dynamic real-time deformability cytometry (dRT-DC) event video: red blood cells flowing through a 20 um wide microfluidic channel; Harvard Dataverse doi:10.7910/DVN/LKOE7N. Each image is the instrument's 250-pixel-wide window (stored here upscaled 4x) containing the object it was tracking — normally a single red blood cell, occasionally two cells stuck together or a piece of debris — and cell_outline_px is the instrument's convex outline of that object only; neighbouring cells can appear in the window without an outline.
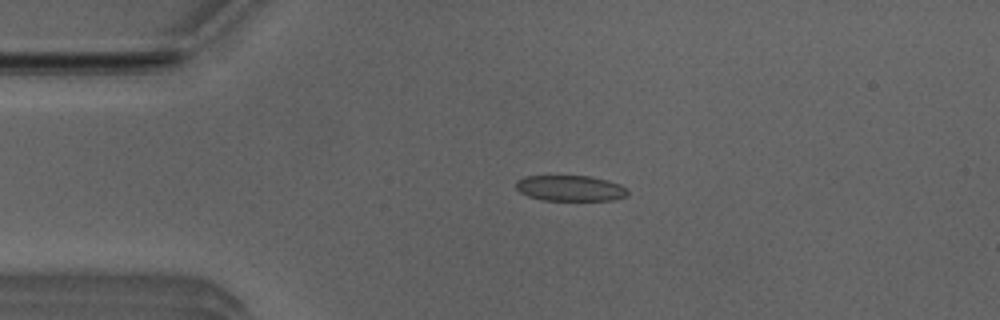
{"species": "Egyptian fruit bat (a non-hibernating species)", "species_latin": "Rousettus aegyptiacus", "temperature_condition": "room temperature", "stored_images_in_passage": 4, "camera_frame_rate_fps": 3000, "um_per_image_px": 0.085, "animal": {"sex": "male"}, "frame": {"image": 1, "passage_image": 3, "time_ms": 0.667, "image_size_px": [1000, 320], "cell_outline_px": [[628, 196], [612, 200], [544, 200], [528, 196], [520, 192], [516, 188], [516, 180], [524, 176], [588, 176], [608, 180], [620, 184], [628, 192]], "centroid_in_image_um": [48.46, 15.99], "position_along_channel_um": 36.5, "area_um2": 16.7}}